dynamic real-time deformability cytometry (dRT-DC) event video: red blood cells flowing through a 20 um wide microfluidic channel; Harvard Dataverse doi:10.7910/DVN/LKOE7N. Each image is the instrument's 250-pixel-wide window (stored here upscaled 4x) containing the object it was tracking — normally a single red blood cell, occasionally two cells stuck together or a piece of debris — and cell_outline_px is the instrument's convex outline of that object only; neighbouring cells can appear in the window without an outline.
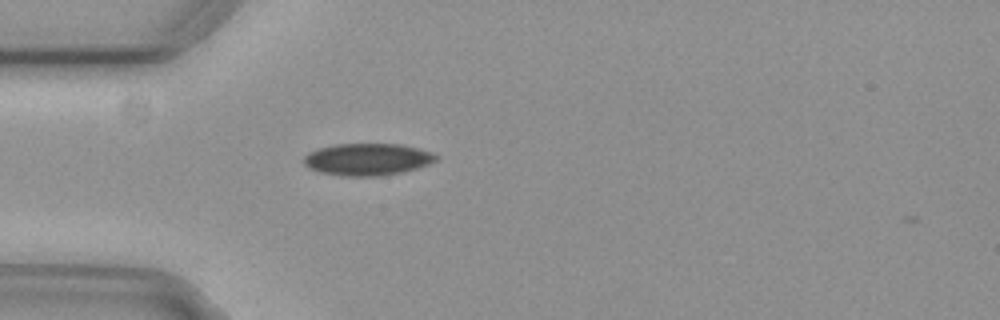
{"species": "common noctule bat (a hibernating species)", "species_latin": "Nyctalus noctula", "temperature_condition": "cold", "stored_images_in_passage": 2, "camera_frame_rate_fps": 3000, "um_per_image_px": 0.085, "animal": {"sex": "female", "body_mass_g": 29.2, "forearm_length_mm": 56.3}, "frame": {"image": 1, "passage_image": 1, "time_ms": 0.0, "image_size_px": [1000, 320], "cell_outline_px": [[436, 160], [428, 164], [416, 168], [400, 172], [380, 176], [344, 176], [320, 172], [308, 168], [304, 164], [304, 156], [308, 152], [316, 148], [336, 144], [400, 144], [432, 152], [436, 156]], "centroid_in_image_um": [31.17, 13.54], "position_along_channel_um": 53.8, "area_um2": 24.57}}